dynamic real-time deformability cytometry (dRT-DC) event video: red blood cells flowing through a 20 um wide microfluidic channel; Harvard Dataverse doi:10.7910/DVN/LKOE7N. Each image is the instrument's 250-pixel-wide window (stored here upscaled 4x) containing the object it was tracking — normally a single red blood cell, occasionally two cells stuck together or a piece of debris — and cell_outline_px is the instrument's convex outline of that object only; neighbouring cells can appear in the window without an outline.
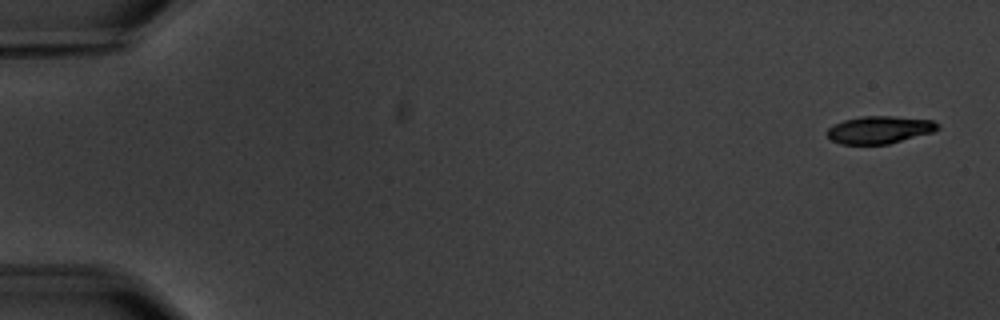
{"species": "common noctule bat (a hibernating species)", "species_latin": "Nyctalus noctula", "temperature_condition": "warm", "stored_images_in_passage": 8, "camera_frame_rate_fps": 3000, "um_per_image_px": 0.085, "animal": {"sex": "male", "body_mass_g": 20.1, "forearm_length_mm": 53.5}, "frame": {"image": 1, "passage_image": 1, "time_ms": 0.0, "image_size_px": [1000, 320], "cell_outline_px": [[940, 128], [932, 132], [888, 144], [840, 144], [832, 140], [828, 136], [828, 128], [844, 120], [860, 116], [892, 116], [932, 120], [940, 124]], "centroid_in_image_um": [74.78, 11.03], "position_along_channel_um": 10.2, "area_um2": 17.57}}
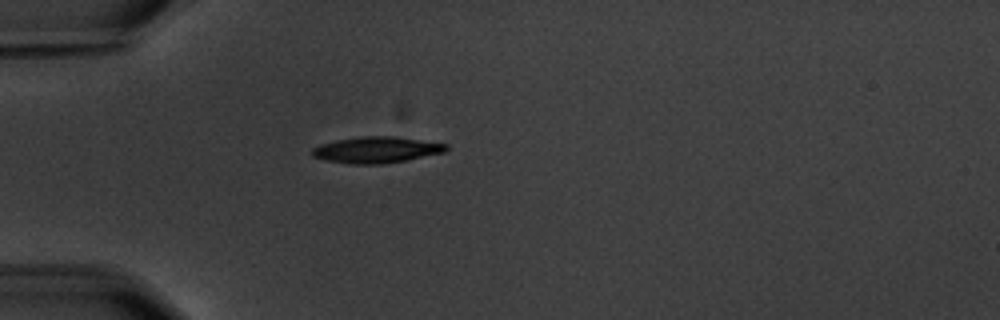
{"frame": {"image": 2, "passage_image": 5, "time_ms": 5.0, "image_size_px": [1000, 320], "cell_outline_px": [[448, 148], [444, 152], [404, 160], [380, 164], [352, 164], [324, 160], [312, 156], [312, 148], [320, 144], [336, 140], [360, 136], [396, 136], [448, 144]], "centroid_in_image_um": [31.97, 12.72], "position_along_channel_um": 53.0, "area_um2": 20.4}}